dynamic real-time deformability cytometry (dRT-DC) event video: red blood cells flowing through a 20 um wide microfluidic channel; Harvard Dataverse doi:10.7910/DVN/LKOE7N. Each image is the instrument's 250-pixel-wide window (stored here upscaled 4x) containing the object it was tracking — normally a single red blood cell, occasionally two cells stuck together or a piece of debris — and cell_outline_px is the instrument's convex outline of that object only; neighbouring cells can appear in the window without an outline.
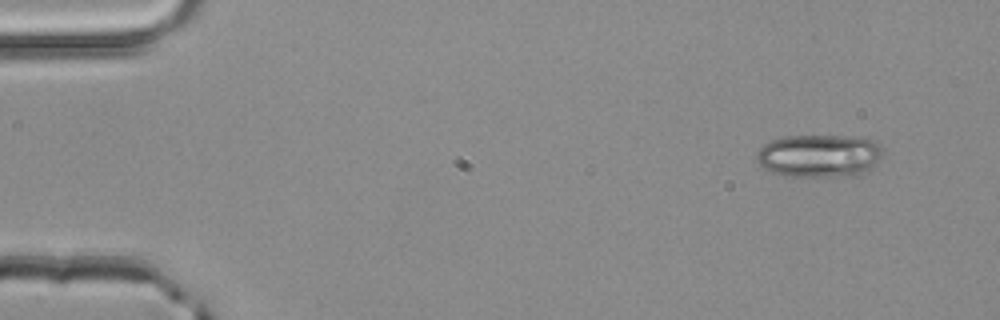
{"species": "common noctule bat (a hibernating species)", "species_latin": "Nyctalus noctula", "temperature_condition": "room temperature", "stored_images_in_passage": 3, "camera_frame_rate_fps": 3000, "um_per_image_px": 0.085, "animal": {"sex": "male", "body_mass_g": 20.4}, "frame": {"image": 1, "passage_image": 1, "time_ms": 0.0, "image_size_px": [1000, 320], "cell_outline_px": [[884, 152], [876, 164], [860, 176], [788, 176], [772, 172], [764, 168], [760, 164], [756, 156], [756, 152], [764, 144], [772, 140], [788, 136], [860, 136], [876, 140], [884, 148]], "centroid_in_image_um": [69.72, 13.23], "position_along_channel_um": 15.3, "area_um2": 31.96}}